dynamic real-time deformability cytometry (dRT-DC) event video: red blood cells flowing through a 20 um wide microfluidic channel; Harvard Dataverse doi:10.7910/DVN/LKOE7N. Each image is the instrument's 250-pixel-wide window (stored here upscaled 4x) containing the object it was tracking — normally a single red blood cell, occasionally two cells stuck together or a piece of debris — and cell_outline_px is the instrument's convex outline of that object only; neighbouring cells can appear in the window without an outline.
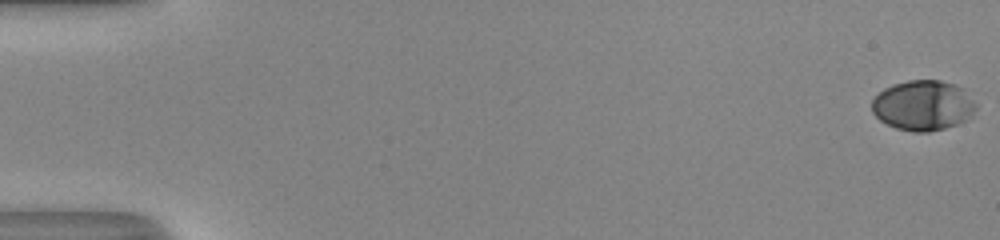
{"species": "human", "species_latin": "Homo sapiens", "temperature_condition": "room temperature", "stored_images_in_passage": 54, "camera_frame_rate_fps": 3000, "um_per_image_px": 0.085, "donor": {"sex": "male"}, "frame": {"image": 1, "passage_image": 1, "time_ms": 0.0, "image_size_px": [1000, 240], "cell_outline_px": [[976, 108], [968, 120], [944, 128], [928, 132], [912, 132], [896, 128], [880, 120], [872, 112], [872, 100], [884, 88], [892, 84], [908, 80], [940, 80], [956, 84], [964, 88], [976, 104]], "centroid_in_image_um": [78.47, 8.95], "position_along_channel_um": 6.5, "area_um2": 30.58}}
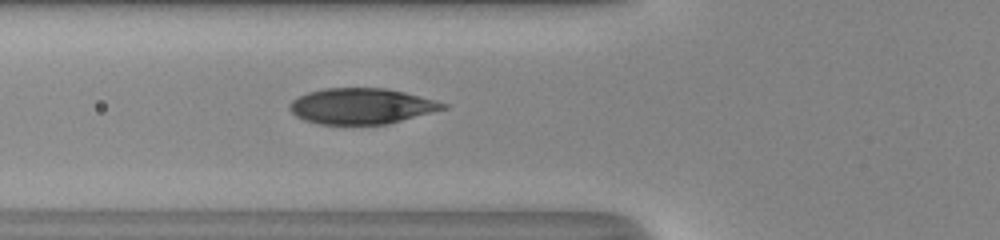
{"frame": {"image": 2, "passage_image": 22, "time_ms": 7.0, "image_size_px": [1000, 240], "cell_outline_px": [[448, 108], [388, 124], [320, 124], [304, 120], [296, 116], [288, 108], [292, 100], [308, 92], [324, 88], [384, 88], [404, 92], [436, 100], [448, 104]], "centroid_in_image_um": [30.73, 9.02], "position_along_channel_um": 95.1, "area_um2": 31.91}}
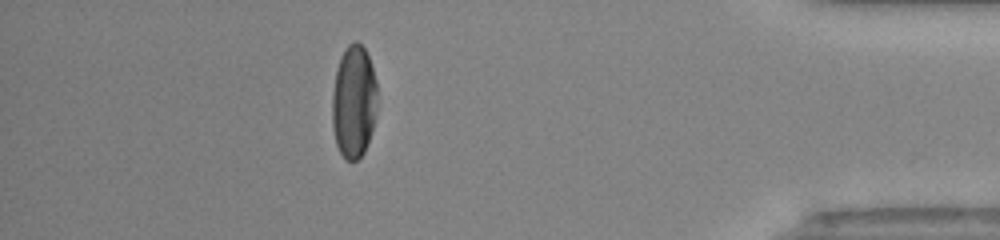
{"frame": {"image": 3, "passage_image": 48, "time_ms": 15.667, "image_size_px": [1000, 240], "cell_outline_px": [[376, 116], [364, 152], [356, 160], [344, 160], [336, 144], [332, 128], [332, 96], [336, 68], [344, 48], [352, 40], [356, 40], [364, 48], [368, 56], [376, 80]], "centroid_in_image_um": [30.05, 8.63], "position_along_channel_um": 405.2, "area_um2": 29.82}, "authors_computed_cell_mechanics": {"area_um2": 31.7322, "velocity_mm_per_s": 4.0771, "shape_relaxation_time_tau1_ms": 3.7369, "shape_relaxation_time_tau2_ms": null, "deformation_change_tau1": 0.1848, "deformation_change_tau2": null}}